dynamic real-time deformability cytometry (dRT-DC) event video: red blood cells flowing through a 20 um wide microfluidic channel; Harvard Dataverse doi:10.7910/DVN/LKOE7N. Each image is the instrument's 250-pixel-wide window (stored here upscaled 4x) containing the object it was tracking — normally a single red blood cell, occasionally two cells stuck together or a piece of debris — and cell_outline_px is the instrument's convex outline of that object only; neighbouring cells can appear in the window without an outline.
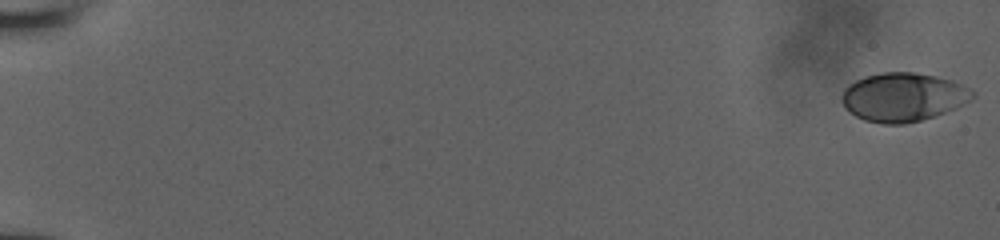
{"species": "human", "species_latin": "Homo sapiens", "temperature_condition": "room temperature", "stored_images_in_passage": 56, "camera_frame_rate_fps": 3000, "um_per_image_px": 0.085, "donor": {"sex": "male"}, "frame": {"image": 1, "passage_image": 1, "time_ms": 0.0, "image_size_px": [1000, 240], "cell_outline_px": [[976, 96], [964, 104], [956, 108], [920, 120], [904, 124], [884, 124], [864, 120], [856, 116], [844, 104], [844, 88], [848, 84], [864, 76], [880, 72], [912, 72], [936, 76], [952, 80], [976, 92]], "centroid_in_image_um": [76.8, 8.24], "position_along_channel_um": 8.2, "area_um2": 36.76}}
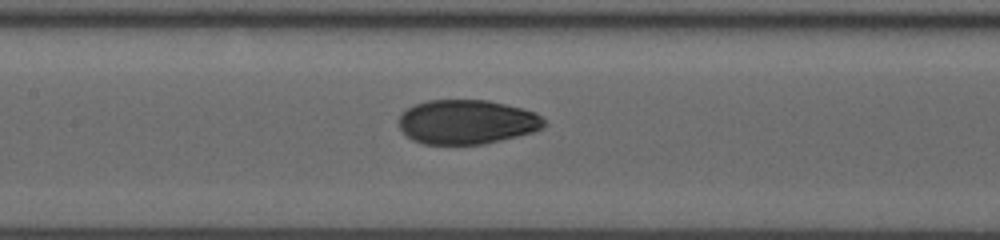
{"frame": {"image": 2, "passage_image": 30, "time_ms": 9.667, "image_size_px": [1000, 240], "cell_outline_px": [[544, 128], [532, 132], [500, 140], [480, 144], [424, 144], [412, 140], [400, 128], [400, 116], [408, 108], [416, 104], [428, 100], [488, 100], [536, 112], [544, 120]], "centroid_in_image_um": [39.68, 10.36], "position_along_channel_um": 167.7, "area_um2": 37.17}}
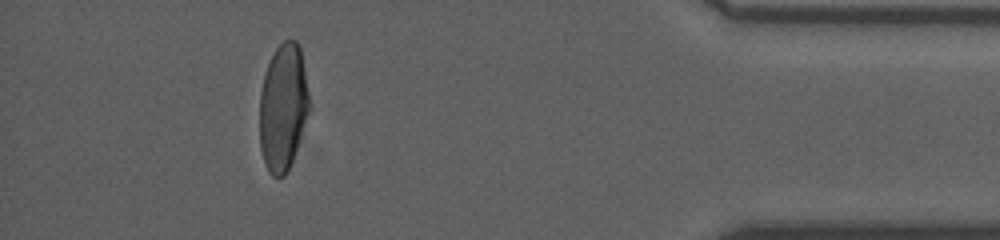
{"frame": {"image": 3, "passage_image": 52, "time_ms": 17.0, "image_size_px": [1000, 240], "cell_outline_px": [[312, 108], [292, 160], [284, 176], [272, 176], [268, 172], [264, 164], [260, 148], [260, 92], [264, 72], [276, 48], [284, 40], [296, 40], [300, 44]], "centroid_in_image_um": [24.08, 9.1], "position_along_channel_um": 411.1, "area_um2": 37.34}, "authors_computed_cell_mechanics": {"area_um2": 37.8879, "velocity_mm_per_s": 3.9281, "shape_relaxation_time_tau1_ms": 4.939, "shape_relaxation_time_tau2_ms": 1.0492, "deformation_change_tau1": 0.1776, "deformation_change_tau2": 0.045}}